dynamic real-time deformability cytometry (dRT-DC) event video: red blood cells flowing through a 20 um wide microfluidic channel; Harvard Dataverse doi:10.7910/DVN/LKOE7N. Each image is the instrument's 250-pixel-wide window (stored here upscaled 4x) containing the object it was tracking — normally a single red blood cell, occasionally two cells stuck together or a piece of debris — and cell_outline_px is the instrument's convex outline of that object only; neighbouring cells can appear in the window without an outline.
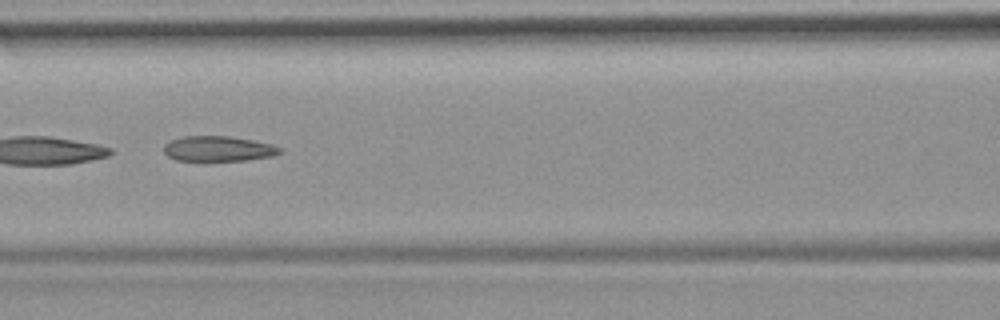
{"species": "common noctule bat (a hibernating species)", "species_latin": "Nyctalus noctula", "temperature_condition": "room temperature", "stored_images_in_passage": 10, "camera_frame_rate_fps": 3000, "um_per_image_px": 0.085, "animal": {"sex": "female", "body_mass_g": 19.9}, "frame": {"image": 1, "passage_image": 7, "time_ms": 7.0, "image_size_px": [1000, 320], "cell_outline_px": [[284, 152], [272, 156], [244, 160], [176, 160], [168, 156], [164, 152], [164, 144], [172, 140], [184, 136], [228, 136], [252, 140], [272, 144], [284, 148]], "centroid_in_image_um": [18.6, 12.63], "position_along_channel_um": 148.0, "area_um2": 16.99}}